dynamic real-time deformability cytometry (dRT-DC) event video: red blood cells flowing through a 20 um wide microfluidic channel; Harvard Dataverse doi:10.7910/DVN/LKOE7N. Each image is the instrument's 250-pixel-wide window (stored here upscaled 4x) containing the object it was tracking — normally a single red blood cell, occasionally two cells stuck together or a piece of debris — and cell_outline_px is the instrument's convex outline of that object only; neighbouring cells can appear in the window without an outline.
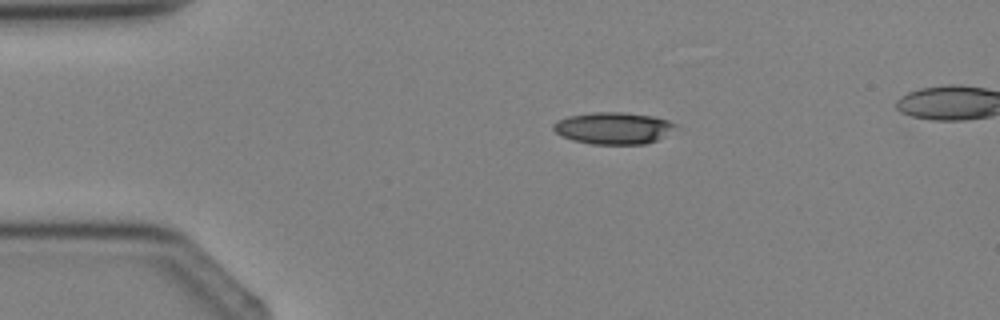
{"species": "Egyptian fruit bat (a non-hibernating species)", "species_latin": "Rousettus aegyptiacus", "temperature_condition": "cold", "stored_images_in_passage": 4, "camera_frame_rate_fps": 3000, "um_per_image_px": 0.085, "animal": {"sex": "female"}, "frame": {"image": 1, "passage_image": 2, "time_ms": 2.0, "image_size_px": [1000, 320], "cell_outline_px": [[676, 124], [664, 136], [656, 140], [644, 144], [592, 144], [572, 140], [560, 136], [552, 128], [552, 124], [556, 120], [568, 116], [592, 112], [624, 112], [656, 116], [668, 120]], "centroid_in_image_um": [52.07, 10.88], "position_along_channel_um": 32.9, "area_um2": 22.72}}
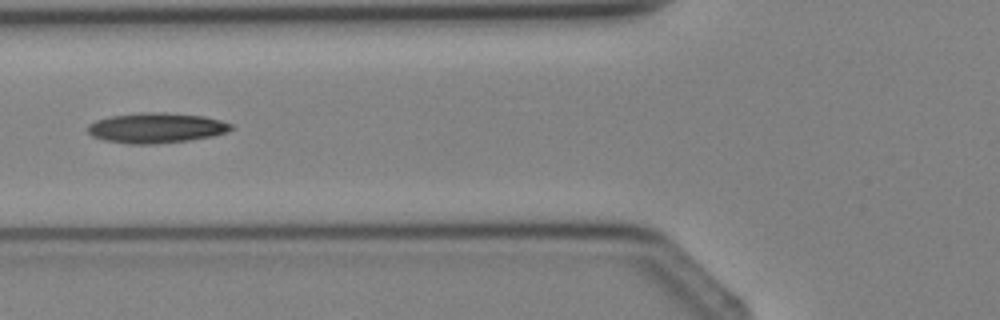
{"frame": {"image": 2, "passage_image": 4, "time_ms": 4.333, "image_size_px": [1000, 320], "cell_outline_px": [[232, 128], [228, 132], [212, 136], [188, 140], [156, 144], [128, 144], [104, 140], [92, 136], [88, 132], [88, 124], [96, 120], [112, 116], [148, 112], [164, 112], [204, 116], [220, 120], [232, 124]], "centroid_in_image_um": [13.28, 10.87], "position_along_channel_um": 112.5, "area_um2": 25.14}}